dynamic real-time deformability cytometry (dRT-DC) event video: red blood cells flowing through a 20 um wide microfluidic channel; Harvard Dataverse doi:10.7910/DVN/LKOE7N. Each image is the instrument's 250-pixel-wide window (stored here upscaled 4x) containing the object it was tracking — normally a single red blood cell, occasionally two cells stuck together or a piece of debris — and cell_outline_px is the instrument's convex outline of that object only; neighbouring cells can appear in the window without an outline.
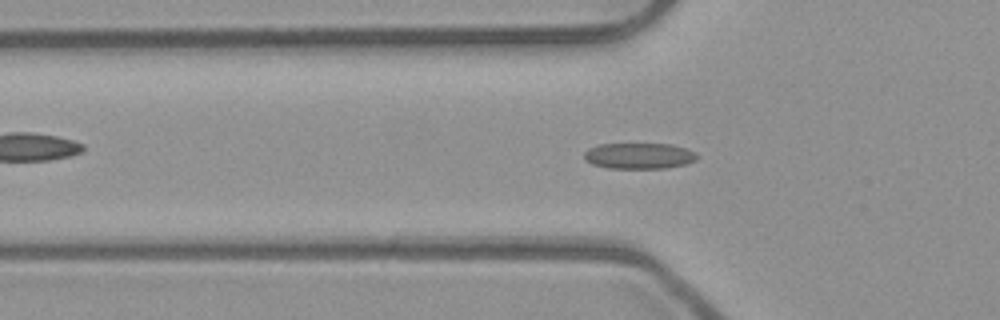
{"species": "common noctule bat (a hibernating species)", "species_latin": "Nyctalus noctula", "temperature_condition": "room temperature", "stored_images_in_passage": 42, "camera_frame_rate_fps": 3000, "um_per_image_px": 0.085, "animal": {"sex": "male", "body_mass_g": 23.1, "forearm_length_mm": 52.7}, "frame": {"image": 1, "passage_image": 14, "time_ms": 4.333, "image_size_px": [1000, 320], "cell_outline_px": [[700, 156], [696, 160], [684, 164], [664, 168], [608, 168], [592, 164], [584, 160], [584, 152], [588, 148], [596, 144], [672, 144], [696, 152]], "centroid_in_image_um": [54.3, 13.24], "position_along_channel_um": 71.5, "area_um2": 17.17}}
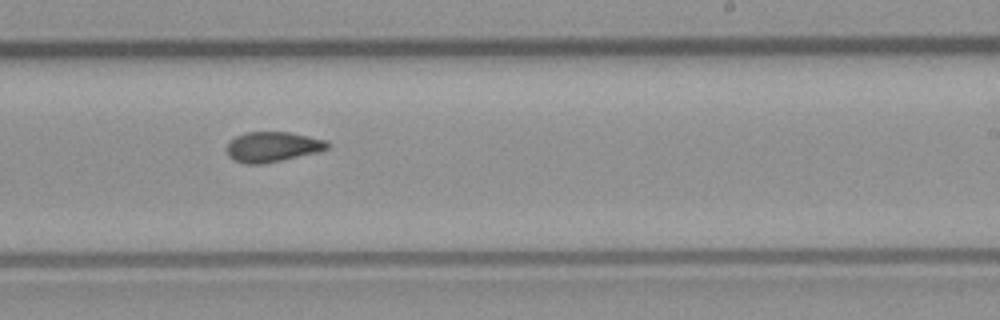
{"frame": {"image": 2, "passage_image": 28, "time_ms": 9.0, "image_size_px": [1000, 320], "cell_outline_px": [[332, 144], [328, 148], [316, 152], [264, 164], [248, 164], [236, 160], [228, 156], [228, 144], [236, 136], [244, 132], [288, 132], [324, 140]], "centroid_in_image_um": [23.16, 12.48], "position_along_channel_um": 265.8, "area_um2": 17.34}}
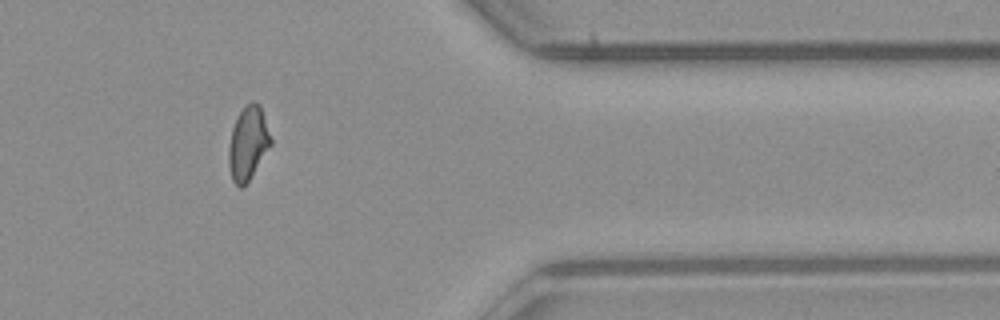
{"frame": {"image": 3, "passage_image": 39, "time_ms": 12.667, "image_size_px": [1000, 320], "cell_outline_px": [[272, 144], [248, 180], [240, 188], [232, 180], [228, 164], [228, 148], [232, 128], [240, 112], [252, 100], [260, 104], [272, 140]], "centroid_in_image_um": [21.08, 12.16], "position_along_channel_um": 390.3, "area_um2": 17.74}}